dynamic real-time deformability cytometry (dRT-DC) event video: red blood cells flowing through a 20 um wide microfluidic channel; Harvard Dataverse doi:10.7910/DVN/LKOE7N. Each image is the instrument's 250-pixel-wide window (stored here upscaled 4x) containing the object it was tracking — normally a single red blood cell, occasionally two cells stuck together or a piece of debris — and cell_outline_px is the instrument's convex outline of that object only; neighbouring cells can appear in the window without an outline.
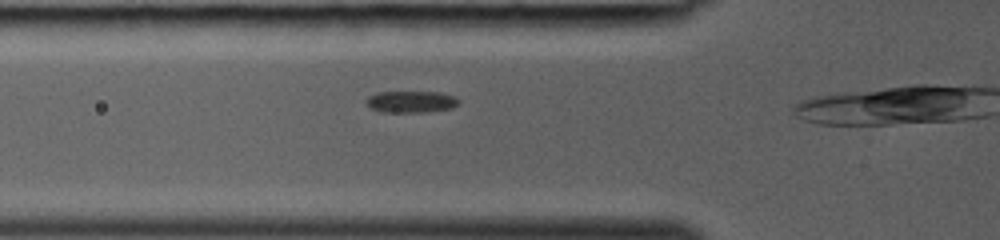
{"species": "common noctule bat (a hibernating species)", "species_latin": "Nyctalus noctula", "temperature_condition": "room temperature", "stored_images_in_passage": 10, "camera_frame_rate_fps": 3000, "um_per_image_px": 0.085, "animal": {"sex": "female", "body_mass_g": 19.0, "forearm_length_mm": 53.3}, "frame": {"image": 1, "passage_image": 9, "time_ms": 2.667, "image_size_px": [1000, 240], "cell_outline_px": [[460, 100], [452, 108], [424, 112], [380, 112], [372, 108], [364, 100], [368, 96], [376, 92], [440, 92], [456, 96]], "centroid_in_image_um": [34.93, 8.64], "position_along_channel_um": 90.9, "area_um2": 11.73}}